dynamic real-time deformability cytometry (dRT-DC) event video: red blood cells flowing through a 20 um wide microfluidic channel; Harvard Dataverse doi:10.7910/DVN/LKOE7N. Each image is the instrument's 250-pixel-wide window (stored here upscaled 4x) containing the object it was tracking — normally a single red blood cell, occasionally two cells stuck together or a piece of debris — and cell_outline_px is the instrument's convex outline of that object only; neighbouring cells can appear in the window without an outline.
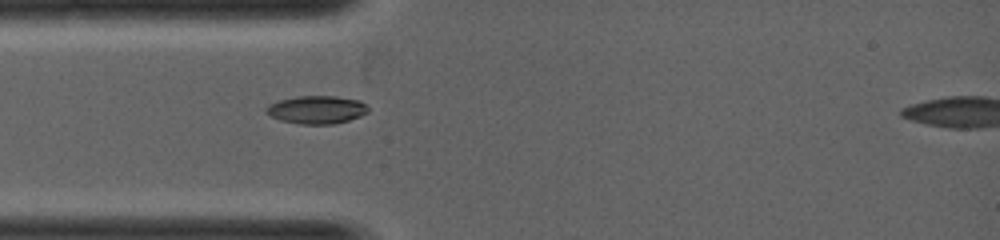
{"species": "common noctule bat (a hibernating species)", "species_latin": "Nyctalus noctula", "temperature_condition": "warm", "stored_images_in_passage": 29, "segment_of_instrument_passage": [1, 2], "camera_frame_rate_fps": 5000, "um_per_image_px": 0.085, "animal": {"sex": "female", "body_mass_g": 19.0, "forearm_length_mm": 53.3}, "frame": {"image": 1, "passage_image": 1, "time_ms": 0.0, "image_size_px": [1000, 240], "cell_outline_px": [[368, 112], [360, 116], [348, 120], [332, 124], [300, 124], [280, 120], [264, 112], [264, 108], [268, 104], [280, 100], [296, 96], [336, 96], [360, 100], [368, 108]], "centroid_in_image_um": [26.89, 9.32], "position_along_channel_um": 58.1, "area_um2": 16.65}}
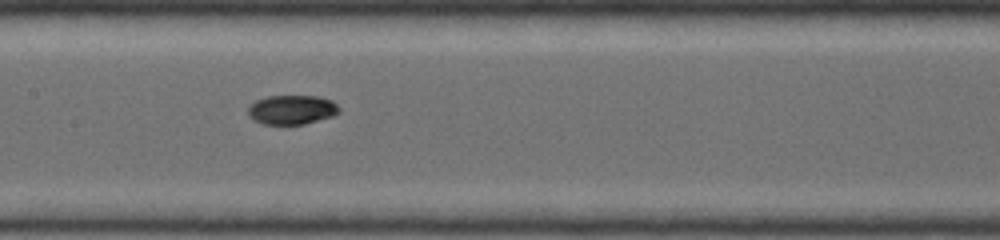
{"frame": {"image": 2, "passage_image": 8, "time_ms": 1.4, "image_size_px": [1000, 240], "cell_outline_px": [[340, 112], [332, 116], [304, 124], [264, 124], [248, 116], [248, 108], [256, 100], [268, 96], [316, 96], [332, 100], [340, 108]], "centroid_in_image_um": [24.82, 9.32], "position_along_channel_um": 182.6, "area_um2": 15.43}}
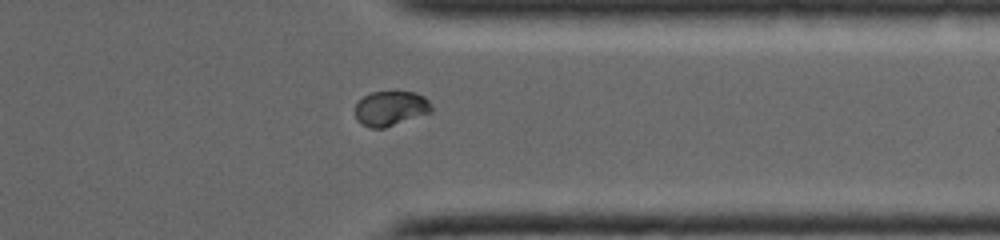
{"frame": {"image": 3, "passage_image": 19, "time_ms": 3.6, "image_size_px": [1000, 240], "cell_outline_px": [[432, 112], [384, 128], [372, 128], [360, 124], [356, 120], [356, 104], [364, 96], [372, 92], [416, 92], [424, 96], [428, 100], [432, 108]], "centroid_in_image_um": [33.21, 9.22], "position_along_channel_um": 378.2, "area_um2": 15.43}}